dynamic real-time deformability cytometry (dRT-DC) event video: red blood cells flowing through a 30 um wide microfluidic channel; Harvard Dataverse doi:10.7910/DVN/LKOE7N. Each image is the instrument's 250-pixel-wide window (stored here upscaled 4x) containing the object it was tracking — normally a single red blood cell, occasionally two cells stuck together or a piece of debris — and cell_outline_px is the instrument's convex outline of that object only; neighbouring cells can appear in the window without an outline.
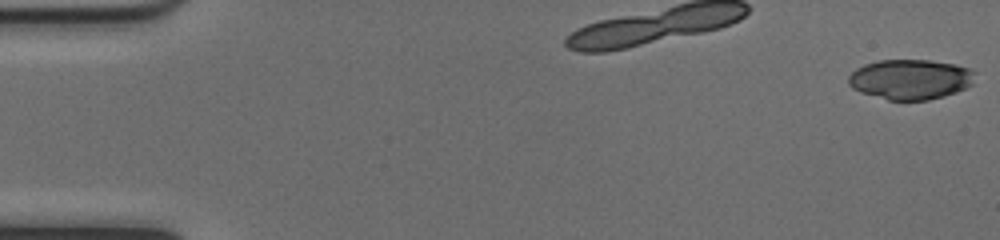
{"species": "common noctule bat (a hibernating species)", "species_latin": "Nyctalus noctula", "temperature_condition": "cold", "stored_images_in_passage": 11, "camera_frame_rate_fps": 3000, "um_per_image_px": 0.085, "animal": {"sex": "female", "body_mass_g": 17.0, "forearm_length_mm": 48.0}, "frame": {"image": 1, "passage_image": 1, "time_ms": 0.0, "image_size_px": [1000, 240], "cell_outline_px": [[976, 72], [972, 84], [956, 92], [944, 96], [928, 100], [888, 100], [860, 92], [852, 88], [848, 84], [848, 76], [856, 68], [864, 64], [880, 60], [928, 60], [956, 64], [972, 68]], "centroid_in_image_um": [77.39, 6.74], "position_along_channel_um": 7.6, "area_um2": 29.77}}